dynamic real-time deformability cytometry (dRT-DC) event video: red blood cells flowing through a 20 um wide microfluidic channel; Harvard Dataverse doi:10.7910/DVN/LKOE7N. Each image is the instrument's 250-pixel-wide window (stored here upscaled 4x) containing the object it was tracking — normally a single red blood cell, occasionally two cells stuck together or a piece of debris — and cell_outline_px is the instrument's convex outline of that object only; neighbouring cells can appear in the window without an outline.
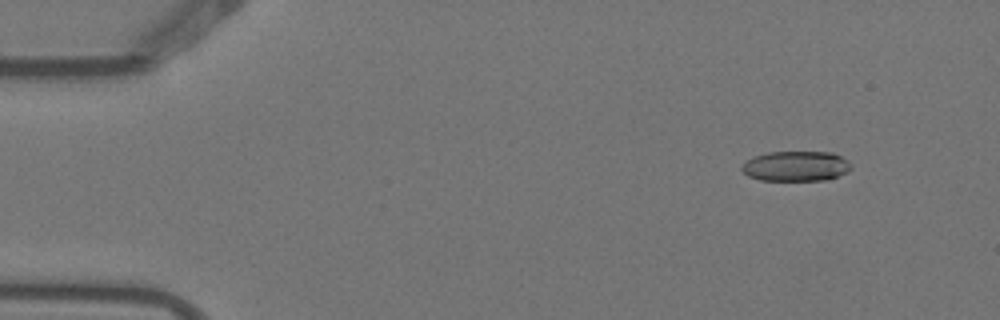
{"species": "Egyptian fruit bat (a non-hibernating species)", "species_latin": "Rousettus aegyptiacus", "temperature_condition": "warm", "stored_images_in_passage": 4, "camera_frame_rate_fps": 3000, "um_per_image_px": 0.085, "animal": {"sex": "female"}, "frame": {"image": 1, "passage_image": 2, "time_ms": 0.333, "image_size_px": [1000, 320], "cell_outline_px": [[852, 168], [848, 172], [824, 180], [760, 180], [748, 176], [740, 168], [752, 156], [768, 152], [832, 152], [848, 160]], "centroid_in_image_um": [67.65, 14.11], "position_along_channel_um": 17.3, "area_um2": 19.13}}